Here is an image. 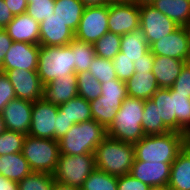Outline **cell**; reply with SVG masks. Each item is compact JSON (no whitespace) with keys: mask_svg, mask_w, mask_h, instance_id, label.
<instances>
[{"mask_svg":"<svg viewBox=\"0 0 190 190\" xmlns=\"http://www.w3.org/2000/svg\"><path fill=\"white\" fill-rule=\"evenodd\" d=\"M157 106L150 100H145L144 110L141 122V128L144 135H161L170 130L159 120Z\"/></svg>","mask_w":190,"mask_h":190,"instance_id":"30","label":"cell"},{"mask_svg":"<svg viewBox=\"0 0 190 190\" xmlns=\"http://www.w3.org/2000/svg\"><path fill=\"white\" fill-rule=\"evenodd\" d=\"M37 74L44 85L67 74H76L72 49L66 46H40Z\"/></svg>","mask_w":190,"mask_h":190,"instance_id":"5","label":"cell"},{"mask_svg":"<svg viewBox=\"0 0 190 190\" xmlns=\"http://www.w3.org/2000/svg\"><path fill=\"white\" fill-rule=\"evenodd\" d=\"M22 154L33 172L53 174L59 159V143L54 139L25 136Z\"/></svg>","mask_w":190,"mask_h":190,"instance_id":"6","label":"cell"},{"mask_svg":"<svg viewBox=\"0 0 190 190\" xmlns=\"http://www.w3.org/2000/svg\"><path fill=\"white\" fill-rule=\"evenodd\" d=\"M58 106L43 98L33 102L29 136L55 140Z\"/></svg>","mask_w":190,"mask_h":190,"instance_id":"12","label":"cell"},{"mask_svg":"<svg viewBox=\"0 0 190 190\" xmlns=\"http://www.w3.org/2000/svg\"><path fill=\"white\" fill-rule=\"evenodd\" d=\"M68 46L73 52V63L75 73L88 71L92 60L96 56L93 44L73 39Z\"/></svg>","mask_w":190,"mask_h":190,"instance_id":"31","label":"cell"},{"mask_svg":"<svg viewBox=\"0 0 190 190\" xmlns=\"http://www.w3.org/2000/svg\"><path fill=\"white\" fill-rule=\"evenodd\" d=\"M95 169V154H59L53 177L56 182L81 188L87 177Z\"/></svg>","mask_w":190,"mask_h":190,"instance_id":"7","label":"cell"},{"mask_svg":"<svg viewBox=\"0 0 190 190\" xmlns=\"http://www.w3.org/2000/svg\"><path fill=\"white\" fill-rule=\"evenodd\" d=\"M123 101L124 100L103 99L100 95L97 99L89 102L92 119L107 129L113 122Z\"/></svg>","mask_w":190,"mask_h":190,"instance_id":"28","label":"cell"},{"mask_svg":"<svg viewBox=\"0 0 190 190\" xmlns=\"http://www.w3.org/2000/svg\"><path fill=\"white\" fill-rule=\"evenodd\" d=\"M85 7L101 6L111 3L109 0H80Z\"/></svg>","mask_w":190,"mask_h":190,"instance_id":"51","label":"cell"},{"mask_svg":"<svg viewBox=\"0 0 190 190\" xmlns=\"http://www.w3.org/2000/svg\"><path fill=\"white\" fill-rule=\"evenodd\" d=\"M101 88L103 99L124 100L127 97L126 84L119 79L101 83Z\"/></svg>","mask_w":190,"mask_h":190,"instance_id":"40","label":"cell"},{"mask_svg":"<svg viewBox=\"0 0 190 190\" xmlns=\"http://www.w3.org/2000/svg\"><path fill=\"white\" fill-rule=\"evenodd\" d=\"M170 190H190V144L172 162L168 185Z\"/></svg>","mask_w":190,"mask_h":190,"instance_id":"21","label":"cell"},{"mask_svg":"<svg viewBox=\"0 0 190 190\" xmlns=\"http://www.w3.org/2000/svg\"><path fill=\"white\" fill-rule=\"evenodd\" d=\"M74 38L75 33L54 14L40 23V46H66Z\"/></svg>","mask_w":190,"mask_h":190,"instance_id":"17","label":"cell"},{"mask_svg":"<svg viewBox=\"0 0 190 190\" xmlns=\"http://www.w3.org/2000/svg\"><path fill=\"white\" fill-rule=\"evenodd\" d=\"M188 137L174 131L161 135H145L134 144L135 158L151 163H172L188 144Z\"/></svg>","mask_w":190,"mask_h":190,"instance_id":"1","label":"cell"},{"mask_svg":"<svg viewBox=\"0 0 190 190\" xmlns=\"http://www.w3.org/2000/svg\"><path fill=\"white\" fill-rule=\"evenodd\" d=\"M108 4L85 7L79 26L75 32V39L94 44L108 29Z\"/></svg>","mask_w":190,"mask_h":190,"instance_id":"8","label":"cell"},{"mask_svg":"<svg viewBox=\"0 0 190 190\" xmlns=\"http://www.w3.org/2000/svg\"><path fill=\"white\" fill-rule=\"evenodd\" d=\"M150 50L144 32L141 29L121 36L120 52L131 61H138Z\"/></svg>","mask_w":190,"mask_h":190,"instance_id":"27","label":"cell"},{"mask_svg":"<svg viewBox=\"0 0 190 190\" xmlns=\"http://www.w3.org/2000/svg\"><path fill=\"white\" fill-rule=\"evenodd\" d=\"M107 137V129L91 119L74 124L60 139L59 152L66 155L94 154L96 147Z\"/></svg>","mask_w":190,"mask_h":190,"instance_id":"4","label":"cell"},{"mask_svg":"<svg viewBox=\"0 0 190 190\" xmlns=\"http://www.w3.org/2000/svg\"><path fill=\"white\" fill-rule=\"evenodd\" d=\"M0 190H18V183L0 175Z\"/></svg>","mask_w":190,"mask_h":190,"instance_id":"50","label":"cell"},{"mask_svg":"<svg viewBox=\"0 0 190 190\" xmlns=\"http://www.w3.org/2000/svg\"><path fill=\"white\" fill-rule=\"evenodd\" d=\"M85 5L80 0H55L54 16L70 28L74 33L76 32Z\"/></svg>","mask_w":190,"mask_h":190,"instance_id":"25","label":"cell"},{"mask_svg":"<svg viewBox=\"0 0 190 190\" xmlns=\"http://www.w3.org/2000/svg\"><path fill=\"white\" fill-rule=\"evenodd\" d=\"M52 190H80V188L72 187L55 181Z\"/></svg>","mask_w":190,"mask_h":190,"instance_id":"52","label":"cell"},{"mask_svg":"<svg viewBox=\"0 0 190 190\" xmlns=\"http://www.w3.org/2000/svg\"><path fill=\"white\" fill-rule=\"evenodd\" d=\"M13 85L16 98L35 102L43 98V84L37 71L23 69L0 70Z\"/></svg>","mask_w":190,"mask_h":190,"instance_id":"13","label":"cell"},{"mask_svg":"<svg viewBox=\"0 0 190 190\" xmlns=\"http://www.w3.org/2000/svg\"><path fill=\"white\" fill-rule=\"evenodd\" d=\"M100 83L118 79L112 60L95 56L88 70Z\"/></svg>","mask_w":190,"mask_h":190,"instance_id":"37","label":"cell"},{"mask_svg":"<svg viewBox=\"0 0 190 190\" xmlns=\"http://www.w3.org/2000/svg\"><path fill=\"white\" fill-rule=\"evenodd\" d=\"M190 47V27L179 26L174 32L150 45L154 56L172 57L188 62Z\"/></svg>","mask_w":190,"mask_h":190,"instance_id":"11","label":"cell"},{"mask_svg":"<svg viewBox=\"0 0 190 190\" xmlns=\"http://www.w3.org/2000/svg\"><path fill=\"white\" fill-rule=\"evenodd\" d=\"M127 96L148 100L159 89L153 72L134 73L125 82Z\"/></svg>","mask_w":190,"mask_h":190,"instance_id":"23","label":"cell"},{"mask_svg":"<svg viewBox=\"0 0 190 190\" xmlns=\"http://www.w3.org/2000/svg\"><path fill=\"white\" fill-rule=\"evenodd\" d=\"M6 130L5 122L3 120V117L0 113V134L3 133Z\"/></svg>","mask_w":190,"mask_h":190,"instance_id":"53","label":"cell"},{"mask_svg":"<svg viewBox=\"0 0 190 190\" xmlns=\"http://www.w3.org/2000/svg\"><path fill=\"white\" fill-rule=\"evenodd\" d=\"M148 190H170L168 186H150Z\"/></svg>","mask_w":190,"mask_h":190,"instance_id":"54","label":"cell"},{"mask_svg":"<svg viewBox=\"0 0 190 190\" xmlns=\"http://www.w3.org/2000/svg\"><path fill=\"white\" fill-rule=\"evenodd\" d=\"M26 14L34 18L38 23L46 20L54 14L55 0H27Z\"/></svg>","mask_w":190,"mask_h":190,"instance_id":"39","label":"cell"},{"mask_svg":"<svg viewBox=\"0 0 190 190\" xmlns=\"http://www.w3.org/2000/svg\"><path fill=\"white\" fill-rule=\"evenodd\" d=\"M153 63H154V55L149 50L144 56H142V58L134 62L135 73L152 72Z\"/></svg>","mask_w":190,"mask_h":190,"instance_id":"46","label":"cell"},{"mask_svg":"<svg viewBox=\"0 0 190 190\" xmlns=\"http://www.w3.org/2000/svg\"><path fill=\"white\" fill-rule=\"evenodd\" d=\"M13 40L4 29H0V65L3 63L6 53L10 49Z\"/></svg>","mask_w":190,"mask_h":190,"instance_id":"48","label":"cell"},{"mask_svg":"<svg viewBox=\"0 0 190 190\" xmlns=\"http://www.w3.org/2000/svg\"><path fill=\"white\" fill-rule=\"evenodd\" d=\"M0 161L1 175L14 182L18 183L33 172L22 152L1 155Z\"/></svg>","mask_w":190,"mask_h":190,"instance_id":"24","label":"cell"},{"mask_svg":"<svg viewBox=\"0 0 190 190\" xmlns=\"http://www.w3.org/2000/svg\"><path fill=\"white\" fill-rule=\"evenodd\" d=\"M150 100L158 107L159 120H162L170 131L176 132L174 96H171V88H159Z\"/></svg>","mask_w":190,"mask_h":190,"instance_id":"26","label":"cell"},{"mask_svg":"<svg viewBox=\"0 0 190 190\" xmlns=\"http://www.w3.org/2000/svg\"><path fill=\"white\" fill-rule=\"evenodd\" d=\"M32 107L33 102L17 98L11 100L1 112L6 129L28 135L31 125Z\"/></svg>","mask_w":190,"mask_h":190,"instance_id":"15","label":"cell"},{"mask_svg":"<svg viewBox=\"0 0 190 190\" xmlns=\"http://www.w3.org/2000/svg\"><path fill=\"white\" fill-rule=\"evenodd\" d=\"M13 17L14 16L4 0H0V29H5V27L13 20Z\"/></svg>","mask_w":190,"mask_h":190,"instance_id":"49","label":"cell"},{"mask_svg":"<svg viewBox=\"0 0 190 190\" xmlns=\"http://www.w3.org/2000/svg\"><path fill=\"white\" fill-rule=\"evenodd\" d=\"M112 62L116 76L121 81L126 82L135 73L134 62L124 57V54L121 52L115 56Z\"/></svg>","mask_w":190,"mask_h":190,"instance_id":"41","label":"cell"},{"mask_svg":"<svg viewBox=\"0 0 190 190\" xmlns=\"http://www.w3.org/2000/svg\"><path fill=\"white\" fill-rule=\"evenodd\" d=\"M13 16L26 13L28 1L27 0H4Z\"/></svg>","mask_w":190,"mask_h":190,"instance_id":"47","label":"cell"},{"mask_svg":"<svg viewBox=\"0 0 190 190\" xmlns=\"http://www.w3.org/2000/svg\"><path fill=\"white\" fill-rule=\"evenodd\" d=\"M14 99H16V94L13 85L5 73L0 72V113Z\"/></svg>","mask_w":190,"mask_h":190,"instance_id":"42","label":"cell"},{"mask_svg":"<svg viewBox=\"0 0 190 190\" xmlns=\"http://www.w3.org/2000/svg\"><path fill=\"white\" fill-rule=\"evenodd\" d=\"M78 96L76 74H67L43 86V99L56 106Z\"/></svg>","mask_w":190,"mask_h":190,"instance_id":"18","label":"cell"},{"mask_svg":"<svg viewBox=\"0 0 190 190\" xmlns=\"http://www.w3.org/2000/svg\"><path fill=\"white\" fill-rule=\"evenodd\" d=\"M76 77L79 97L90 102L102 94L101 83L89 71L79 72Z\"/></svg>","mask_w":190,"mask_h":190,"instance_id":"33","label":"cell"},{"mask_svg":"<svg viewBox=\"0 0 190 190\" xmlns=\"http://www.w3.org/2000/svg\"><path fill=\"white\" fill-rule=\"evenodd\" d=\"M153 0H132V2L141 5V4H150Z\"/></svg>","mask_w":190,"mask_h":190,"instance_id":"55","label":"cell"},{"mask_svg":"<svg viewBox=\"0 0 190 190\" xmlns=\"http://www.w3.org/2000/svg\"><path fill=\"white\" fill-rule=\"evenodd\" d=\"M4 30L14 42L39 44L40 23L26 13L14 16Z\"/></svg>","mask_w":190,"mask_h":190,"instance_id":"19","label":"cell"},{"mask_svg":"<svg viewBox=\"0 0 190 190\" xmlns=\"http://www.w3.org/2000/svg\"><path fill=\"white\" fill-rule=\"evenodd\" d=\"M96 168L113 176L130 174L135 159L134 144L107 136L95 150Z\"/></svg>","mask_w":190,"mask_h":190,"instance_id":"3","label":"cell"},{"mask_svg":"<svg viewBox=\"0 0 190 190\" xmlns=\"http://www.w3.org/2000/svg\"><path fill=\"white\" fill-rule=\"evenodd\" d=\"M149 187L130 174L118 177V190H148Z\"/></svg>","mask_w":190,"mask_h":190,"instance_id":"44","label":"cell"},{"mask_svg":"<svg viewBox=\"0 0 190 190\" xmlns=\"http://www.w3.org/2000/svg\"><path fill=\"white\" fill-rule=\"evenodd\" d=\"M121 36L115 33L107 32L94 44L95 54L104 59L113 60L120 52Z\"/></svg>","mask_w":190,"mask_h":190,"instance_id":"35","label":"cell"},{"mask_svg":"<svg viewBox=\"0 0 190 190\" xmlns=\"http://www.w3.org/2000/svg\"><path fill=\"white\" fill-rule=\"evenodd\" d=\"M39 51V44L13 41L3 63L0 65V70L23 69L37 71Z\"/></svg>","mask_w":190,"mask_h":190,"instance_id":"14","label":"cell"},{"mask_svg":"<svg viewBox=\"0 0 190 190\" xmlns=\"http://www.w3.org/2000/svg\"><path fill=\"white\" fill-rule=\"evenodd\" d=\"M54 183L53 174L32 172L18 182V190H52Z\"/></svg>","mask_w":190,"mask_h":190,"instance_id":"36","label":"cell"},{"mask_svg":"<svg viewBox=\"0 0 190 190\" xmlns=\"http://www.w3.org/2000/svg\"><path fill=\"white\" fill-rule=\"evenodd\" d=\"M80 190H118V177L96 168L87 177Z\"/></svg>","mask_w":190,"mask_h":190,"instance_id":"34","label":"cell"},{"mask_svg":"<svg viewBox=\"0 0 190 190\" xmlns=\"http://www.w3.org/2000/svg\"><path fill=\"white\" fill-rule=\"evenodd\" d=\"M140 29L148 45L174 32L179 26L150 4L139 5Z\"/></svg>","mask_w":190,"mask_h":190,"instance_id":"9","label":"cell"},{"mask_svg":"<svg viewBox=\"0 0 190 190\" xmlns=\"http://www.w3.org/2000/svg\"><path fill=\"white\" fill-rule=\"evenodd\" d=\"M186 62L172 57L154 56L152 72L159 88H171Z\"/></svg>","mask_w":190,"mask_h":190,"instance_id":"20","label":"cell"},{"mask_svg":"<svg viewBox=\"0 0 190 190\" xmlns=\"http://www.w3.org/2000/svg\"><path fill=\"white\" fill-rule=\"evenodd\" d=\"M145 100L127 96L118 109L107 136L125 143L135 144L145 135L141 128Z\"/></svg>","mask_w":190,"mask_h":190,"instance_id":"2","label":"cell"},{"mask_svg":"<svg viewBox=\"0 0 190 190\" xmlns=\"http://www.w3.org/2000/svg\"><path fill=\"white\" fill-rule=\"evenodd\" d=\"M171 96H174L176 132L190 135V98L187 94L176 93L171 88Z\"/></svg>","mask_w":190,"mask_h":190,"instance_id":"32","label":"cell"},{"mask_svg":"<svg viewBox=\"0 0 190 190\" xmlns=\"http://www.w3.org/2000/svg\"><path fill=\"white\" fill-rule=\"evenodd\" d=\"M172 163L144 162L134 159L130 175L148 186H167Z\"/></svg>","mask_w":190,"mask_h":190,"instance_id":"16","label":"cell"},{"mask_svg":"<svg viewBox=\"0 0 190 190\" xmlns=\"http://www.w3.org/2000/svg\"><path fill=\"white\" fill-rule=\"evenodd\" d=\"M188 62L190 63V47H189V58H188Z\"/></svg>","mask_w":190,"mask_h":190,"instance_id":"57","label":"cell"},{"mask_svg":"<svg viewBox=\"0 0 190 190\" xmlns=\"http://www.w3.org/2000/svg\"><path fill=\"white\" fill-rule=\"evenodd\" d=\"M59 110L65 117L70 120V123L77 124L92 119L91 107L89 101L82 97H75L68 102L58 106Z\"/></svg>","mask_w":190,"mask_h":190,"instance_id":"29","label":"cell"},{"mask_svg":"<svg viewBox=\"0 0 190 190\" xmlns=\"http://www.w3.org/2000/svg\"><path fill=\"white\" fill-rule=\"evenodd\" d=\"M109 32L120 36L140 29L139 5L134 2H112L108 4Z\"/></svg>","mask_w":190,"mask_h":190,"instance_id":"10","label":"cell"},{"mask_svg":"<svg viewBox=\"0 0 190 190\" xmlns=\"http://www.w3.org/2000/svg\"><path fill=\"white\" fill-rule=\"evenodd\" d=\"M25 134L5 130L0 134V156L22 152Z\"/></svg>","mask_w":190,"mask_h":190,"instance_id":"38","label":"cell"},{"mask_svg":"<svg viewBox=\"0 0 190 190\" xmlns=\"http://www.w3.org/2000/svg\"><path fill=\"white\" fill-rule=\"evenodd\" d=\"M56 119L55 140L58 141L71 129L74 124L70 123V120L65 117L59 109Z\"/></svg>","mask_w":190,"mask_h":190,"instance_id":"45","label":"cell"},{"mask_svg":"<svg viewBox=\"0 0 190 190\" xmlns=\"http://www.w3.org/2000/svg\"><path fill=\"white\" fill-rule=\"evenodd\" d=\"M111 3L112 2H132V0H109Z\"/></svg>","mask_w":190,"mask_h":190,"instance_id":"56","label":"cell"},{"mask_svg":"<svg viewBox=\"0 0 190 190\" xmlns=\"http://www.w3.org/2000/svg\"><path fill=\"white\" fill-rule=\"evenodd\" d=\"M176 93L187 94L190 98V63L186 62L171 87Z\"/></svg>","mask_w":190,"mask_h":190,"instance_id":"43","label":"cell"},{"mask_svg":"<svg viewBox=\"0 0 190 190\" xmlns=\"http://www.w3.org/2000/svg\"><path fill=\"white\" fill-rule=\"evenodd\" d=\"M150 5L178 26L190 27V0H153Z\"/></svg>","mask_w":190,"mask_h":190,"instance_id":"22","label":"cell"}]
</instances>
